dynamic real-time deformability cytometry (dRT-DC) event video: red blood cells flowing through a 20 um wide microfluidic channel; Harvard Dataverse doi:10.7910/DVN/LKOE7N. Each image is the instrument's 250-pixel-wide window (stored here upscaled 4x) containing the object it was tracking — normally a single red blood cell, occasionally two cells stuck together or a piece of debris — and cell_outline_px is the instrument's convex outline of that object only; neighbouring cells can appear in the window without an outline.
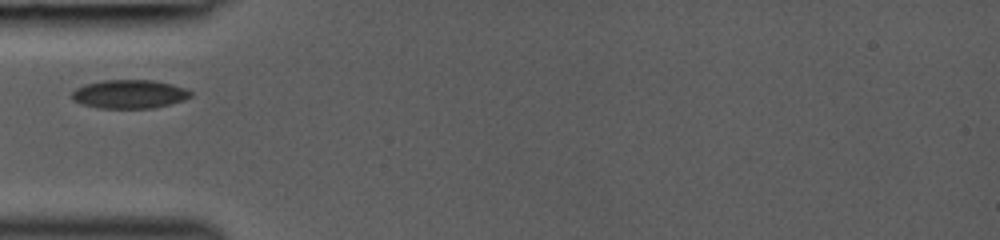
{"species": "common noctule bat (a hibernating species)", "species_latin": "Nyctalus noctula", "temperature_condition": "room temperature", "stored_images_in_passage": 26, "camera_frame_rate_fps": 3000, "um_per_image_px": 0.085, "animal": {"sex": "female", "body_mass_g": 19.0, "forearm_length_mm": 53.3}, "frame": {"image": 1, "passage_image": 1, "time_ms": 0.0, "image_size_px": [1000, 240], "cell_outline_px": [[192, 96], [184, 100], [152, 108], [96, 108], [80, 104], [72, 100], [72, 92], [76, 88], [88, 84], [104, 80], [152, 80], [172, 84], [184, 88], [192, 92]], "centroid_in_image_um": [10.98, 8.0], "position_along_channel_um": 74.0, "area_um2": 19.77}}
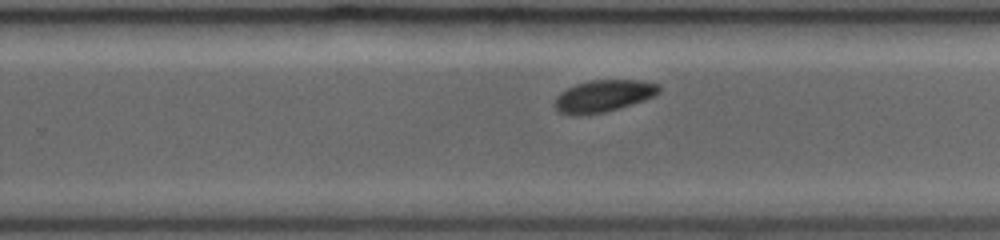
{"frame": {"image": 2, "passage_image": 15, "time_ms": 4.667, "image_size_px": [1000, 240], "cell_outline_px": [[660, 92], [644, 100], [620, 108], [604, 112], [580, 116], [572, 116], [556, 112], [552, 104], [556, 96], [560, 92], [576, 84], [592, 80], [644, 80], [660, 84]], "centroid_in_image_um": [51.24, 8.17], "position_along_channel_um": 278.6, "area_um2": 19.83}}
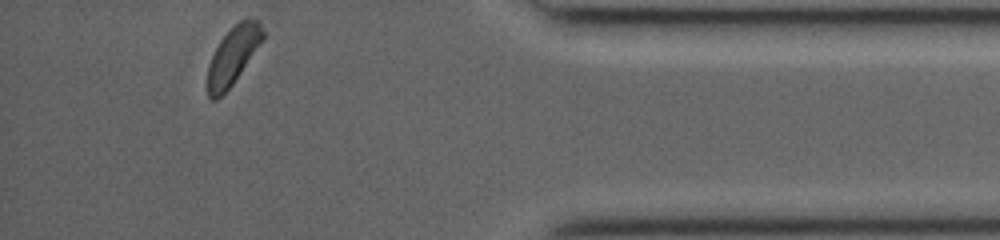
{"frame": {"image": 3, "passage_image": 26, "time_ms": 8.333, "image_size_px": [1000, 240], "cell_outline_px": [[264, 36], [232, 84], [216, 100], [212, 100], [208, 96], [208, 64], [220, 40], [240, 20], [256, 20], [260, 24], [264, 32]], "centroid_in_image_um": [19.76, 4.74], "position_along_channel_um": 415.4, "area_um2": 17.63}}